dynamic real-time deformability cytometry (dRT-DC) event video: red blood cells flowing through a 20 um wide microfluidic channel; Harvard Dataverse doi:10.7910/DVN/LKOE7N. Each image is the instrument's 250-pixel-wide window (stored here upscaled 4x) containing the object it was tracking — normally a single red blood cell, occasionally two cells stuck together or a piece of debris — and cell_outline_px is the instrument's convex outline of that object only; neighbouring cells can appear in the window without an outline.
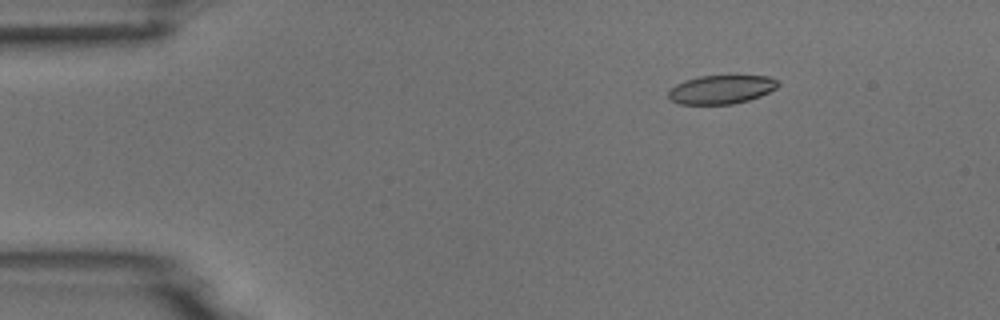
{"species": "common noctule bat (a hibernating species)", "species_latin": "Nyctalus noctula", "temperature_condition": "room temperature", "stored_images_in_passage": 4, "camera_frame_rate_fps": 3000, "um_per_image_px": 0.085, "animal": {"sex": "male", "body_mass_g": 18.8}, "frame": {"image": 1, "passage_image": 2, "time_ms": 1.0, "image_size_px": [1000, 320], "cell_outline_px": [[780, 84], [776, 88], [760, 96], [748, 100], [732, 104], [680, 104], [668, 100], [668, 92], [676, 84], [684, 80], [700, 76], [768, 76], [776, 80]], "centroid_in_image_um": [61.27, 7.61], "position_along_channel_um": 23.7, "area_um2": 18.26}}
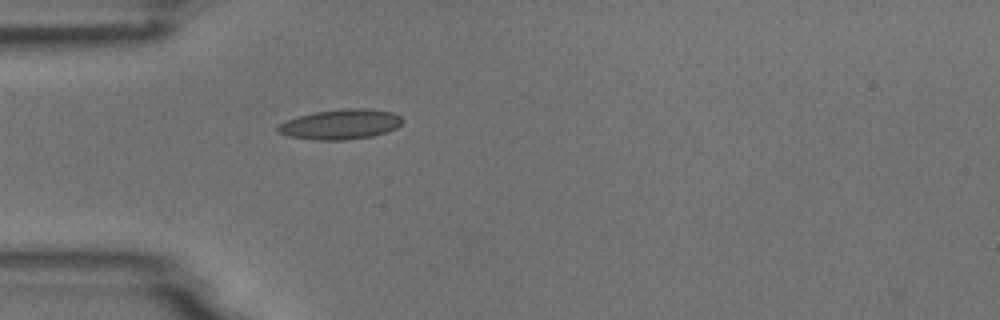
{"frame": {"image": 2, "passage_image": 4, "time_ms": 3.667, "image_size_px": [1000, 320], "cell_outline_px": [[404, 120], [396, 128], [388, 132], [372, 136], [344, 140], [316, 140], [288, 136], [280, 132], [276, 128], [280, 124], [296, 116], [316, 112], [344, 108], [364, 108], [392, 112], [400, 116]], "centroid_in_image_um": [28.97, 10.56], "position_along_channel_um": 56.0, "area_um2": 21.73}}